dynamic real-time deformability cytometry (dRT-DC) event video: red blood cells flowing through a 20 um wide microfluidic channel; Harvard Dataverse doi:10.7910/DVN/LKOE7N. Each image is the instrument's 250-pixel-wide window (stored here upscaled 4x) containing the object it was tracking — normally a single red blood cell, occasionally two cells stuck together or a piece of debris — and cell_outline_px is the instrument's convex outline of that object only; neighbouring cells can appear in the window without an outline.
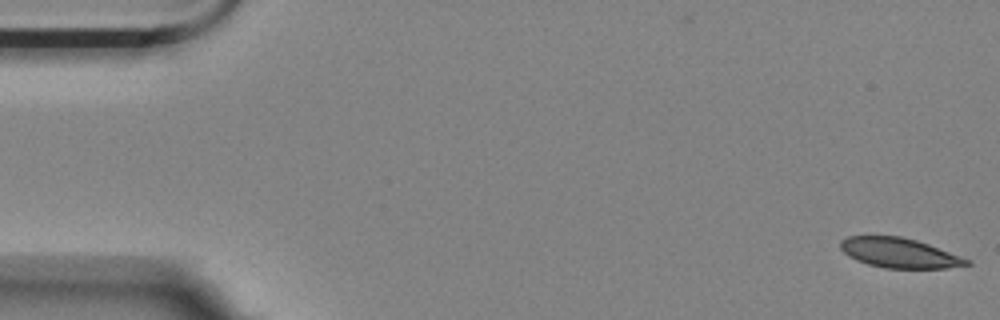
{"species": "Egyptian fruit bat (a non-hibernating species)", "species_latin": "Rousettus aegyptiacus", "temperature_condition": "room temperature", "stored_images_in_passage": 10, "camera_frame_rate_fps": 3000, "um_per_image_px": 0.085, "animal": {"sex": "female"}, "frame": {"image": 1, "passage_image": 1, "time_ms": 0.0, "image_size_px": [1000, 320], "cell_outline_px": [[972, 264], [944, 268], [884, 268], [868, 264], [856, 260], [844, 252], [840, 248], [840, 240], [848, 236], [900, 236], [916, 240], [928, 244], [972, 260]], "centroid_in_image_um": [76.45, 21.49], "position_along_channel_um": 8.6, "area_um2": 21.85}}